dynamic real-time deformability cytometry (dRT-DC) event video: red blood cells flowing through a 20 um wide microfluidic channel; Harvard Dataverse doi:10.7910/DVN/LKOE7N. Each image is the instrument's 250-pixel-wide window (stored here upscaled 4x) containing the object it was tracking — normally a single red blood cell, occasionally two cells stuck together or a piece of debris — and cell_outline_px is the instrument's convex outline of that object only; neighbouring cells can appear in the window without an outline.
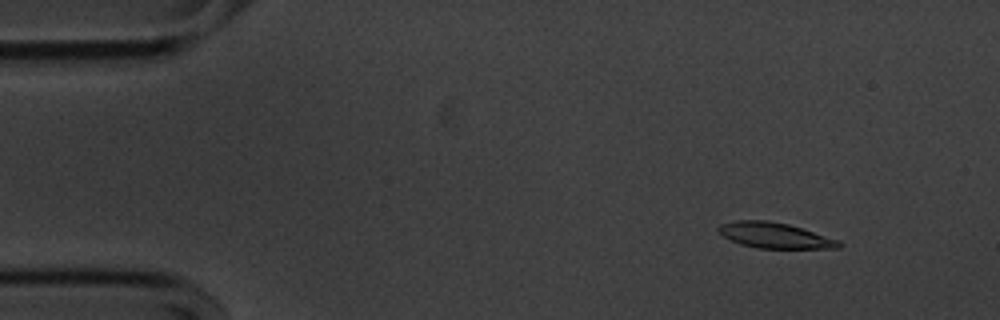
{"species": "common noctule bat (a hibernating species)", "species_latin": "Nyctalus noctula", "temperature_condition": "cold", "stored_images_in_passage": 51, "camera_frame_rate_fps": 3000, "um_per_image_px": 0.085, "animal": {"sex": "male", "body_mass_g": 20.1, "forearm_length_mm": 53.5}, "frame": {"image": 1, "passage_image": 2, "time_ms": 0.333, "image_size_px": [1000, 320], "cell_outline_px": [[844, 244], [840, 248], [756, 248], [740, 244], [724, 236], [716, 228], [720, 224], [736, 220], [768, 220], [788, 224], [840, 240]], "centroid_in_image_um": [65.87, 20.01], "position_along_channel_um": 19.1, "area_um2": 17.92}}
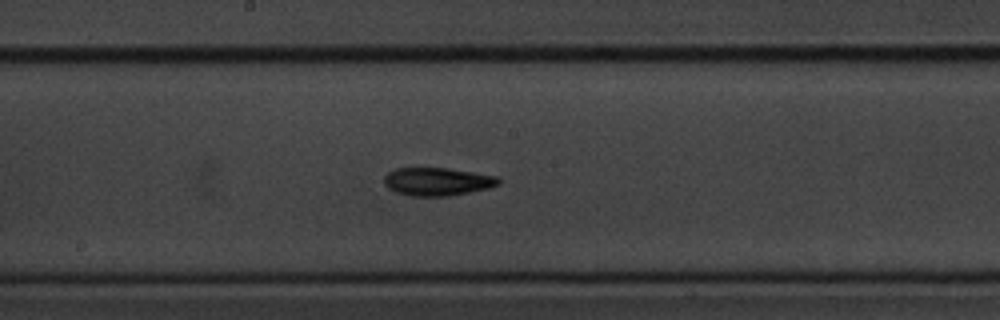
{"frame": {"image": 2, "passage_image": 25, "time_ms": 8.0, "image_size_px": [1000, 320], "cell_outline_px": [[500, 184], [488, 188], [448, 196], [408, 196], [396, 192], [388, 188], [384, 184], [384, 176], [388, 172], [396, 168], [448, 168], [500, 176]], "centroid_in_image_um": [37.17, 15.43], "position_along_channel_um": 211.0, "area_um2": 18.84}}
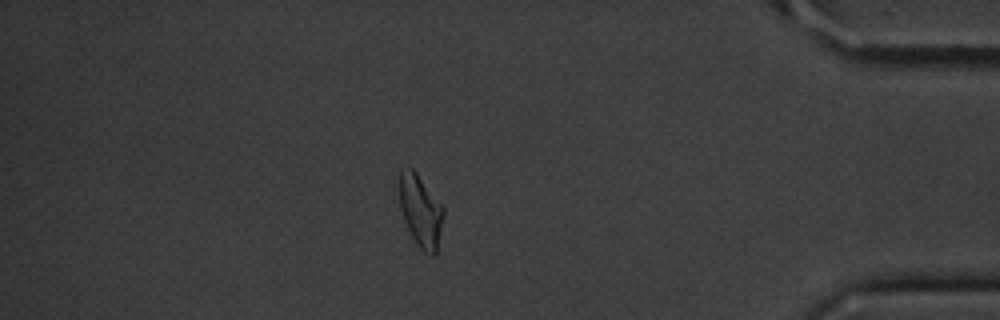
{"frame": {"image": 3, "passage_image": 44, "time_ms": 14.333, "image_size_px": [1000, 320], "cell_outline_px": [[444, 216], [436, 252], [432, 256], [424, 252], [420, 248], [412, 236], [404, 220], [400, 208], [400, 172], [408, 168], [412, 168], [416, 172], [444, 208]], "centroid_in_image_um": [35.76, 17.95], "position_along_channel_um": 399.4, "area_um2": 18.09}, "authors_computed_cell_mechanics": {"area_um2": 18.3804, "velocity_mm_per_s": 3.5822, "shape_relaxation_time_tau1_ms": 5.0944, "shape_relaxation_time_tau2_ms": 8.8781, "deformation_change_tau1": 0.1547, "deformation_change_tau2": 0.1753}}